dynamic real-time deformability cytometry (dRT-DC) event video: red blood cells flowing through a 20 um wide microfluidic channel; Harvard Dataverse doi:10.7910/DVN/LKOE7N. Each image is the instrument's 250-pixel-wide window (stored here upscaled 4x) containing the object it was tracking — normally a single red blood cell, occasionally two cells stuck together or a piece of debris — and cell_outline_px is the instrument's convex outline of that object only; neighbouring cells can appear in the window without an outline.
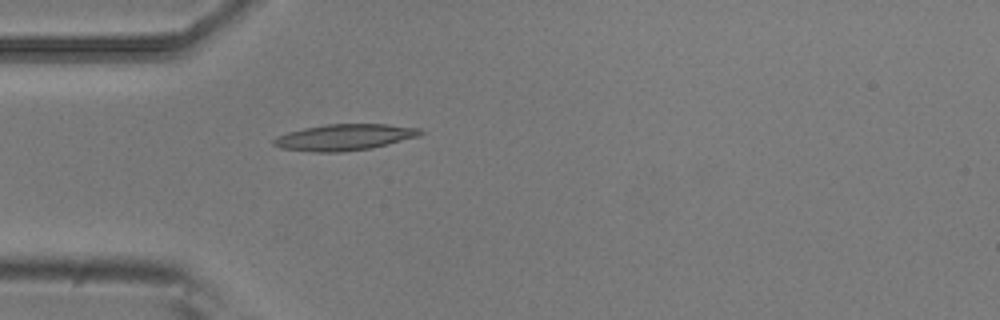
{"species": "common noctule bat (a hibernating species)", "species_latin": "Nyctalus noctula", "temperature_condition": "room temperature", "stored_images_in_passage": 1, "camera_frame_rate_fps": 3000, "um_per_image_px": 0.085, "animal": {"sex": "male", "body_mass_g": 20.5, "forearm_length_mm": 52.5}, "frame": {"image": 1, "passage_image": 1, "time_ms": 0.0, "image_size_px": [1000, 320], "cell_outline_px": [[424, 132], [420, 136], [372, 148], [344, 152], [312, 152], [280, 148], [272, 144], [272, 140], [276, 136], [288, 132], [304, 128], [324, 124], [388, 124], [420, 128]], "centroid_in_image_um": [29.27, 11.67], "position_along_channel_um": 55.7, "area_um2": 22.66}}